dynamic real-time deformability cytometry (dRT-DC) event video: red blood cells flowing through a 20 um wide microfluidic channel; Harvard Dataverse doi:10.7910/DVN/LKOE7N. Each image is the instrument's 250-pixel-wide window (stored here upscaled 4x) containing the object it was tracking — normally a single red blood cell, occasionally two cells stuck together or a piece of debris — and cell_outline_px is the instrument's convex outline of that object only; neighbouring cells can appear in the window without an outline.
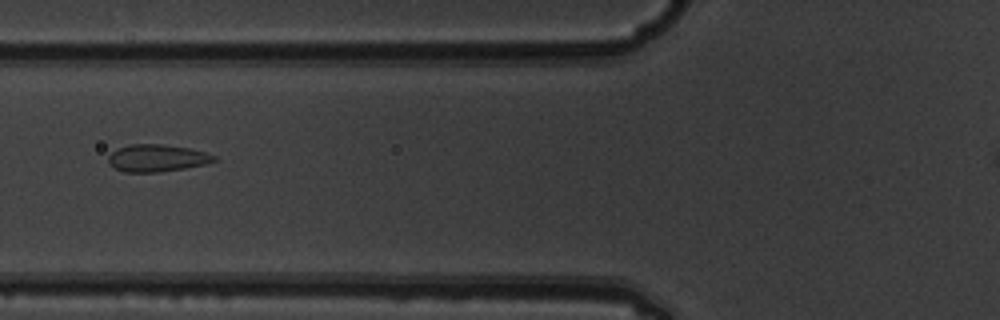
{"species": "common noctule bat (a hibernating species)", "species_latin": "Nyctalus noctula", "temperature_condition": "warm", "stored_images_in_passage": 8, "camera_frame_rate_fps": 3000, "um_per_image_px": 0.085, "animal": {"sex": "male", "body_mass_g": 19.5, "forearm_length_mm": 54.6}, "frame": {"image": 1, "passage_image": 3, "time_ms": 0.667, "image_size_px": [1000, 320], "cell_outline_px": [[216, 160], [208, 164], [160, 172], [124, 172], [108, 164], [108, 156], [116, 148], [132, 144], [160, 144], [188, 148], [204, 152], [216, 156]], "centroid_in_image_um": [13.32, 13.44], "position_along_channel_um": 112.5, "area_um2": 16.76}}
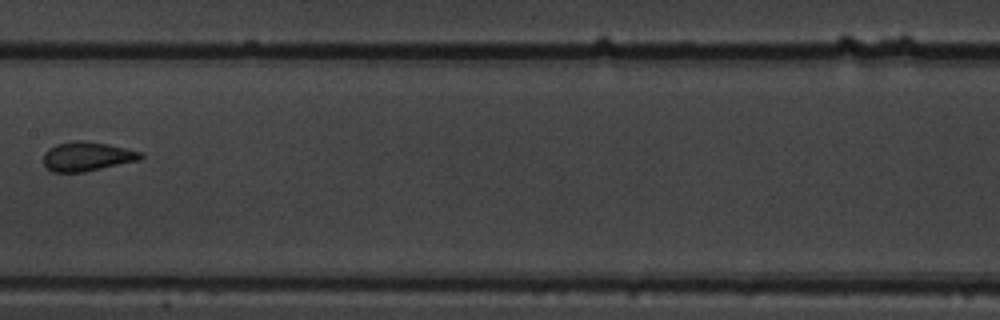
{"frame": {"image": 2, "passage_image": 5, "time_ms": 1.333, "image_size_px": [1000, 320], "cell_outline_px": [[144, 156], [140, 160], [84, 172], [52, 172], [44, 164], [44, 152], [48, 148], [56, 144], [72, 140], [84, 140], [108, 144], [140, 152]], "centroid_in_image_um": [7.37, 13.29], "position_along_channel_um": 200.0, "area_um2": 16.59}}
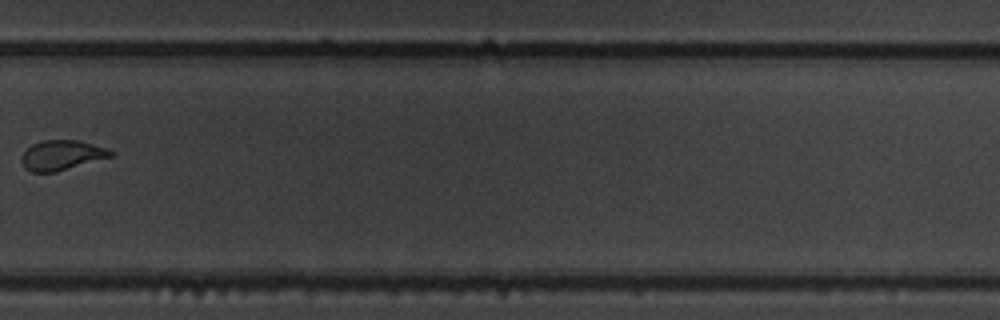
{"frame": {"image": 3, "passage_image": 8, "time_ms": 2.333, "image_size_px": [1000, 320], "cell_outline_px": [[116, 152], [112, 156], [56, 172], [32, 172], [24, 168], [20, 160], [20, 156], [32, 144], [44, 140], [80, 140], [108, 148]], "centroid_in_image_um": [5.25, 13.18], "position_along_channel_um": 324.6, "area_um2": 15.66}}